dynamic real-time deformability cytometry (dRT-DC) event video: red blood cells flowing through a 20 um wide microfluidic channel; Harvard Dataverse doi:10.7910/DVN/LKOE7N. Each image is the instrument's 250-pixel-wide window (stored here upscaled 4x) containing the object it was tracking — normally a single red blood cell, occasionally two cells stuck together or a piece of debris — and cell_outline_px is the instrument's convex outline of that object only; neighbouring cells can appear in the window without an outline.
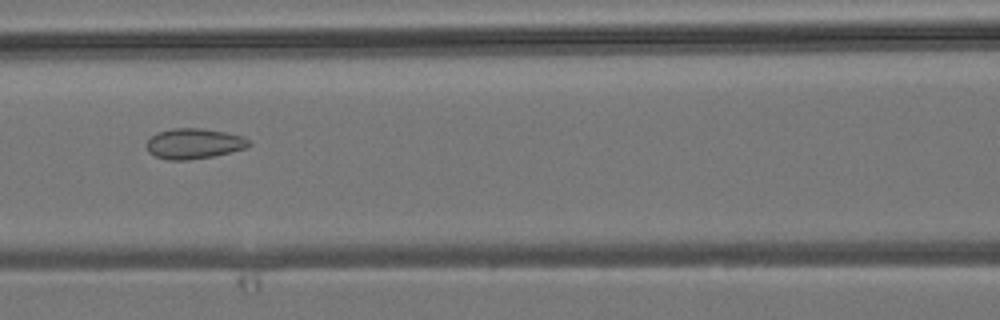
{"species": "common noctule bat (a hibernating species)", "species_latin": "Nyctalus noctula", "temperature_condition": "room temperature", "stored_images_in_passage": 7, "camera_frame_rate_fps": 3000, "um_per_image_px": 0.085, "animal": {"sex": "male", "body_mass_g": 19.2, "forearm_length_mm": 51.8}, "frame": {"image": 1, "passage_image": 6, "time_ms": 6.0, "image_size_px": [1000, 320], "cell_outline_px": [[252, 144], [244, 148], [232, 152], [212, 156], [188, 160], [168, 160], [156, 156], [148, 152], [148, 140], [152, 136], [160, 132], [172, 128], [204, 128], [244, 136]], "centroid_in_image_um": [16.51, 12.2], "position_along_channel_um": 150.1, "area_um2": 17.98}}
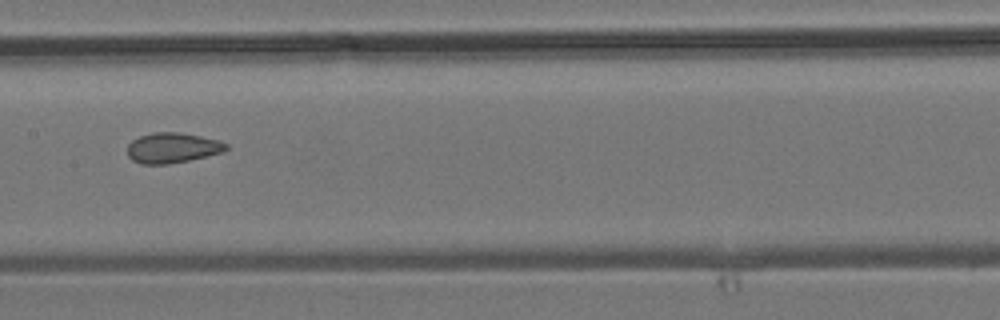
{"frame": {"image": 2, "passage_image": 7, "time_ms": 7.0, "image_size_px": [1000, 320], "cell_outline_px": [[228, 148], [224, 152], [188, 160], [168, 164], [140, 164], [132, 160], [128, 156], [128, 144], [132, 140], [140, 136], [152, 132], [180, 132], [220, 140], [228, 144]], "centroid_in_image_um": [14.66, 12.56], "position_along_channel_um": 192.7, "area_um2": 17.51}}